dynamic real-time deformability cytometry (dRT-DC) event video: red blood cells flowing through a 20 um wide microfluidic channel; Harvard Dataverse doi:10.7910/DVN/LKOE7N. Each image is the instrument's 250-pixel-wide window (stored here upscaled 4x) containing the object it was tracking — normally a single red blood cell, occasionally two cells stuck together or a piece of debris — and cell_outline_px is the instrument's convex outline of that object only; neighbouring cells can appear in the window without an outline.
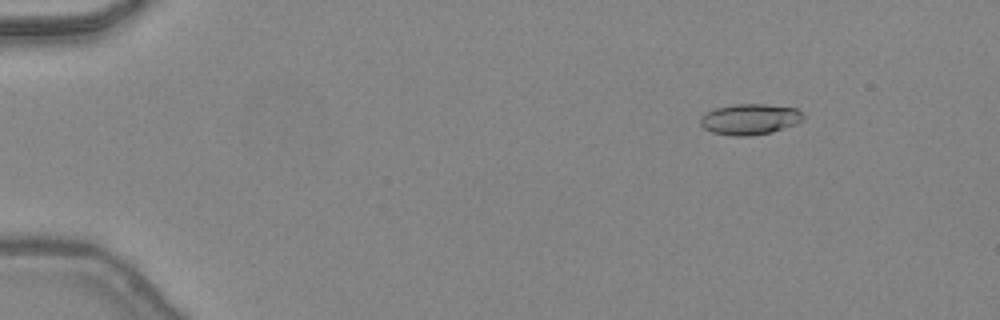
{"species": "common noctule bat (a hibernating species)", "species_latin": "Nyctalus noctula", "temperature_condition": "warm", "stored_images_in_passage": 47, "camera_frame_rate_fps": 3000, "um_per_image_px": 0.085, "animal": {"sex": "female", "body_mass_g": 24.6, "forearm_length_mm": 56.2}, "frame": {"image": 1, "passage_image": 6, "time_ms": 1.667, "image_size_px": [1000, 320], "cell_outline_px": [[804, 120], [796, 124], [772, 132], [748, 136], [736, 136], [712, 132], [704, 128], [700, 124], [700, 116], [704, 112], [716, 108], [736, 104], [764, 104], [796, 108], [804, 112]], "centroid_in_image_um": [63.75, 10.13], "position_along_channel_um": 21.2, "area_um2": 18.61}}
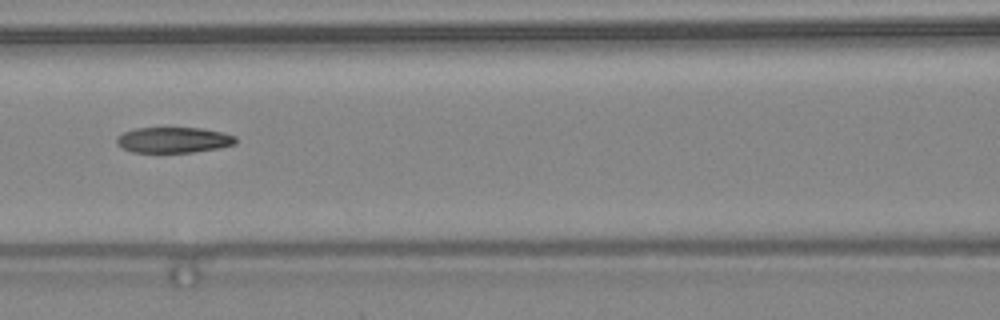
{"frame": {"image": 2, "passage_image": 22, "time_ms": 7.0, "image_size_px": [1000, 320], "cell_outline_px": [[236, 144], [220, 148], [192, 152], [132, 152], [116, 144], [116, 140], [124, 132], [136, 128], [200, 128], [220, 132], [236, 136]], "centroid_in_image_um": [14.77, 11.9], "position_along_channel_um": 151.8, "area_um2": 17.63}}
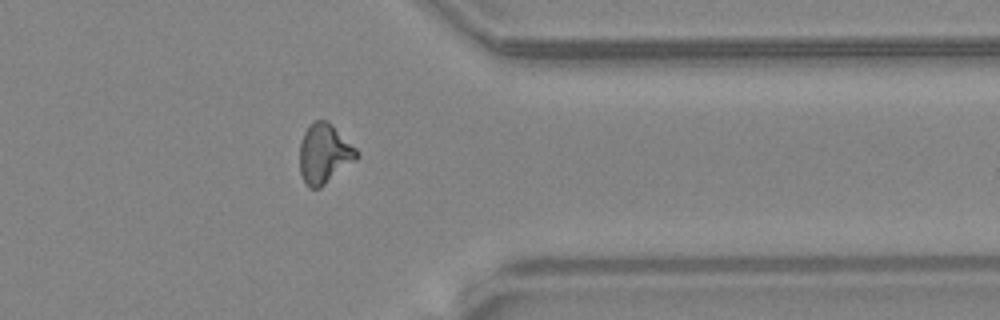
{"frame": {"image": 3, "passage_image": 38, "time_ms": 12.333, "image_size_px": [1000, 320], "cell_outline_px": [[360, 156], [356, 160], [320, 188], [308, 188], [300, 172], [300, 144], [304, 132], [316, 120], [328, 120], [360, 152]], "centroid_in_image_um": [27.59, 13.07], "position_along_channel_um": 383.8, "area_um2": 19.77}, "authors_computed_cell_mechanics": {"area_um2": 18.6694, "velocity_mm_per_s": 4.4869, "shape_relaxation_time_tau1_ms": 6.198, "shape_relaxation_time_tau2_ms": 3.3764, "deformation_change_tau1": 0.2162, "deformation_change_tau2": 0.1217}}